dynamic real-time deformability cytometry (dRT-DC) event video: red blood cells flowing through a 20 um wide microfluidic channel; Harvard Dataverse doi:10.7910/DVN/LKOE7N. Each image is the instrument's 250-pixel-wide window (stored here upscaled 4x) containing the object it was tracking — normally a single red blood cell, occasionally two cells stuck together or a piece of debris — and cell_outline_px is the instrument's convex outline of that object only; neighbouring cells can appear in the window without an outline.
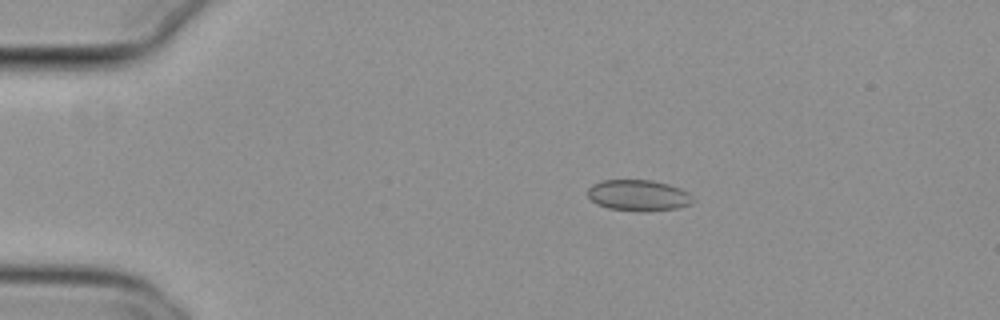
{"species": "common noctule bat (a hibernating species)", "species_latin": "Nyctalus noctula", "temperature_condition": "cold", "stored_images_in_passage": 51, "camera_frame_rate_fps": 3000, "um_per_image_px": 0.085, "animal": {"sex": "female", "body_mass_g": 29.2, "forearm_length_mm": 56.3}, "frame": {"image": 1, "passage_image": 7, "time_ms": 2.0, "image_size_px": [1000, 320], "cell_outline_px": [[696, 200], [692, 204], [676, 208], [640, 212], [608, 208], [596, 204], [588, 196], [588, 188], [592, 184], [600, 180], [652, 180], [668, 184], [680, 188], [688, 192]], "centroid_in_image_um": [54.27, 16.61], "position_along_channel_um": 30.7, "area_um2": 19.25}}
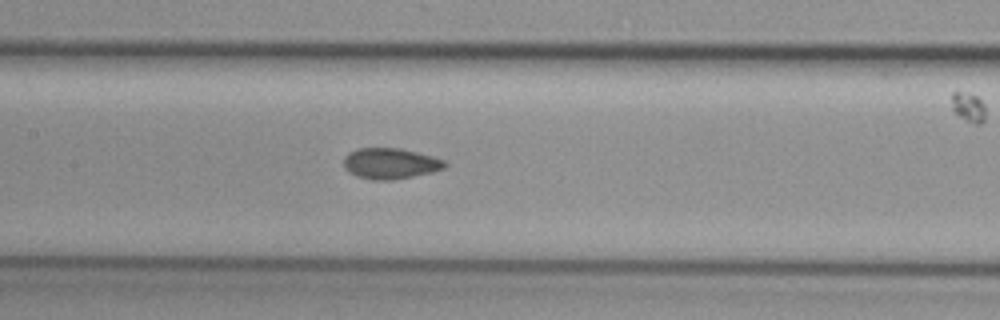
{"frame": {"image": 2, "passage_image": 23, "time_ms": 7.333, "image_size_px": [1000, 320], "cell_outline_px": [[448, 164], [444, 168], [432, 172], [392, 180], [372, 180], [356, 176], [348, 172], [344, 168], [344, 156], [348, 152], [360, 148], [400, 148], [432, 156], [444, 160]], "centroid_in_image_um": [33.15, 13.9], "position_along_channel_um": 174.3, "area_um2": 18.21}}
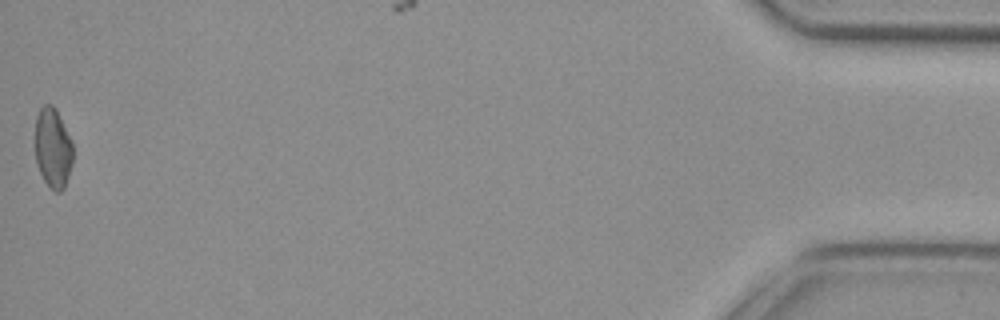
{"frame": {"image": 3, "passage_image": 51, "time_ms": 16.667, "image_size_px": [1000, 320], "cell_outline_px": [[72, 164], [64, 188], [60, 192], [56, 192], [48, 188], [40, 172], [36, 160], [36, 116], [40, 108], [44, 104], [52, 104], [56, 108], [72, 144]], "centroid_in_image_um": [4.49, 12.6], "position_along_channel_um": 430.7, "area_um2": 17.46}, "authors_computed_cell_mechanics": {"area_um2": 18.0914, "velocity_mm_per_s": 3.7915, "shape_relaxation_time_tau1_ms": null, "shape_relaxation_time_tau2_ms": 2.8249, "deformation_change_tau1": null, "deformation_change_tau2": 0.06}}